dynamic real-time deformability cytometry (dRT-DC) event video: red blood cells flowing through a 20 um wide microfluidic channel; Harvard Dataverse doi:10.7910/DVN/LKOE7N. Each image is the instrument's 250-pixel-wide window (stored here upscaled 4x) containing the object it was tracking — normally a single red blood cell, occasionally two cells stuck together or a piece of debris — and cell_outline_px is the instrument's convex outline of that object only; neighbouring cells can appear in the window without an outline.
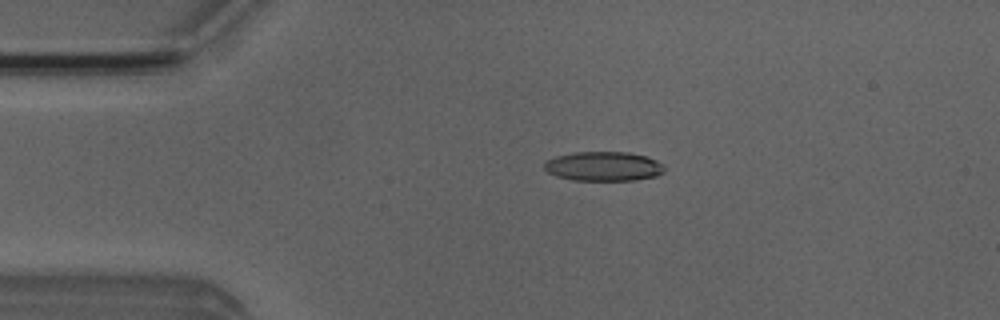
{"species": "Egyptian fruit bat (a non-hibernating species)", "species_latin": "Rousettus aegyptiacus", "temperature_condition": "room temperature", "stored_images_in_passage": 5, "camera_frame_rate_fps": 3000, "um_per_image_px": 0.085, "animal": {"sex": "male"}, "frame": {"image": 1, "passage_image": 3, "time_ms": 2.333, "image_size_px": [1000, 320], "cell_outline_px": [[664, 172], [656, 176], [636, 180], [572, 180], [556, 176], [548, 172], [544, 168], [544, 164], [548, 160], [556, 156], [576, 152], [628, 152], [644, 156], [656, 160], [664, 164]], "centroid_in_image_um": [51.32, 14.14], "position_along_channel_um": 33.7, "area_um2": 20.52}}